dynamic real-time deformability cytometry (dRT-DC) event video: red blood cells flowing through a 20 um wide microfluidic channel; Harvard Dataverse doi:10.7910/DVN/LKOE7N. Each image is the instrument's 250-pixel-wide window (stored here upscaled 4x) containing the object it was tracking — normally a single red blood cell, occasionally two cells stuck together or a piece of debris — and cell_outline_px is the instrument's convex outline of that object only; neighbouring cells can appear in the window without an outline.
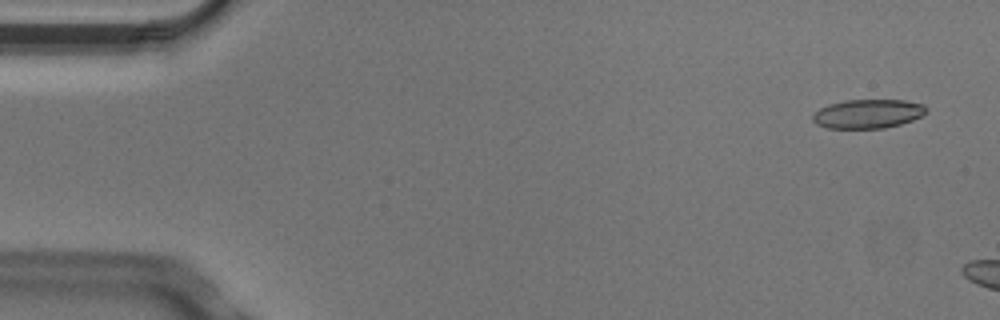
{"species": "Egyptian fruit bat (a non-hibernating species)", "species_latin": "Rousettus aegyptiacus", "temperature_condition": "cold", "stored_images_in_passage": 6, "camera_frame_rate_fps": 3000, "um_per_image_px": 0.085, "animal": {"sex": "male"}, "frame": {"image": 1, "passage_image": 1, "time_ms": 0.0, "image_size_px": [1000, 320], "cell_outline_px": [[928, 112], [912, 120], [900, 124], [884, 128], [828, 128], [816, 124], [812, 120], [812, 116], [820, 108], [828, 104], [844, 100], [904, 100], [924, 104], [928, 108]], "centroid_in_image_um": [73.78, 9.66], "position_along_channel_um": 11.2, "area_um2": 19.25}}